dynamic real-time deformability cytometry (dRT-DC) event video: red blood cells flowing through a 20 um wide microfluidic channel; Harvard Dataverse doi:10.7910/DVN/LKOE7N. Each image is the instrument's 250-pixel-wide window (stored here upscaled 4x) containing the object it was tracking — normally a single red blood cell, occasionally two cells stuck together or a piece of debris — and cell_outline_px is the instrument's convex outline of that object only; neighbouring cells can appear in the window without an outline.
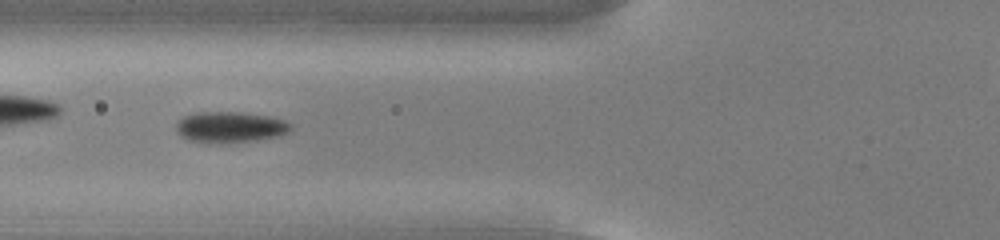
{"species": "common noctule bat (a hibernating species)", "species_latin": "Nyctalus noctula", "temperature_condition": "cold", "stored_images_in_passage": 39, "camera_frame_rate_fps": 3000, "um_per_image_px": 0.085, "animal": {"sex": "male", "body_mass_g": 13.0, "forearm_length_mm": 53.1}, "frame": {"image": 1, "passage_image": 9, "time_ms": 2.667, "image_size_px": [1000, 240], "cell_outline_px": [[292, 128], [288, 132], [276, 136], [256, 140], [220, 144], [208, 144], [188, 140], [176, 132], [176, 124], [184, 116], [200, 112], [240, 112], [264, 116], [284, 120], [292, 124]], "centroid_in_image_um": [19.52, 10.83], "position_along_channel_um": 106.3, "area_um2": 20.69}}
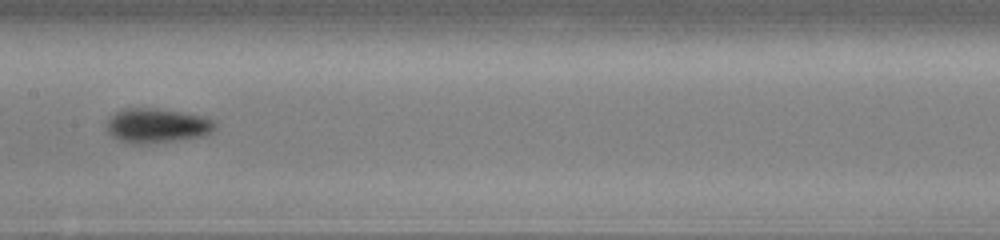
{"frame": {"image": 2, "passage_image": 16, "time_ms": 5.0, "image_size_px": [1000, 240], "cell_outline_px": [[216, 128], [212, 132], [204, 136], [148, 144], [132, 144], [120, 140], [112, 136], [108, 132], [108, 120], [112, 116], [124, 108], [156, 108], [180, 112], [200, 116], [212, 120], [216, 124]], "centroid_in_image_um": [13.36, 10.69], "position_along_channel_um": 194.0, "area_um2": 21.56}}
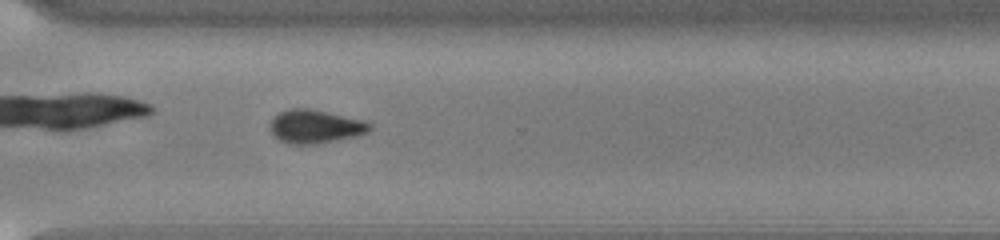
{"frame": {"image": 3, "passage_image": 28, "time_ms": 9.0, "image_size_px": [1000, 240], "cell_outline_px": [[372, 128], [368, 132], [356, 136], [320, 144], [288, 144], [280, 140], [272, 132], [272, 120], [280, 112], [292, 108], [308, 108], [364, 120], [372, 124]], "centroid_in_image_um": [26.85, 10.76], "position_along_channel_um": 343.7, "area_um2": 19.25}}